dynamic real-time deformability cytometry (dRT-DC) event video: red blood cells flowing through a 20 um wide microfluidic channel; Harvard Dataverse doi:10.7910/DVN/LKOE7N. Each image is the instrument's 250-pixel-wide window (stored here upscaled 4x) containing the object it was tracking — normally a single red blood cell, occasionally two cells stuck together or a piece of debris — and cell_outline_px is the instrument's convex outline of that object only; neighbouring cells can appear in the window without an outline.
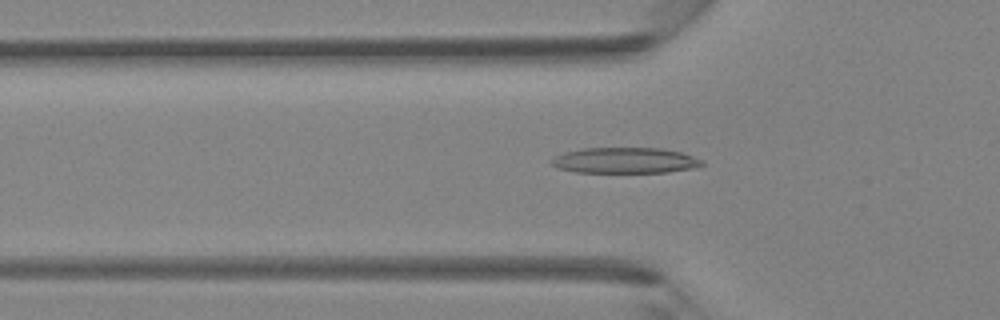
{"species": "Egyptian fruit bat (a non-hibernating species)", "species_latin": "Rousettus aegyptiacus", "temperature_condition": "room temperature", "stored_images_in_passage": 33, "camera_frame_rate_fps": 3000, "um_per_image_px": 0.085, "animal": {"sex": "female"}, "frame": {"image": 1, "passage_image": 9, "time_ms": 2.667, "image_size_px": [1000, 320], "cell_outline_px": [[704, 164], [696, 168], [668, 172], [576, 172], [556, 168], [548, 160], [564, 152], [584, 148], [660, 148], [680, 152], [704, 160]], "centroid_in_image_um": [53.12, 13.64], "position_along_channel_um": 72.7, "area_um2": 22.66}}
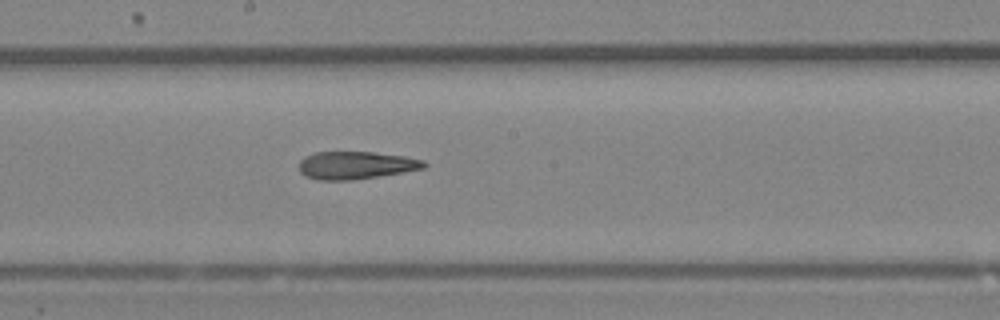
{"frame": {"image": 2, "passage_image": 18, "time_ms": 5.667, "image_size_px": [1000, 320], "cell_outline_px": [[428, 164], [424, 168], [380, 176], [352, 180], [320, 180], [304, 176], [300, 172], [300, 160], [304, 156], [316, 152], [372, 152], [404, 156], [424, 160]], "centroid_in_image_um": [30.24, 14.05], "position_along_channel_um": 218.0, "area_um2": 20.17}}
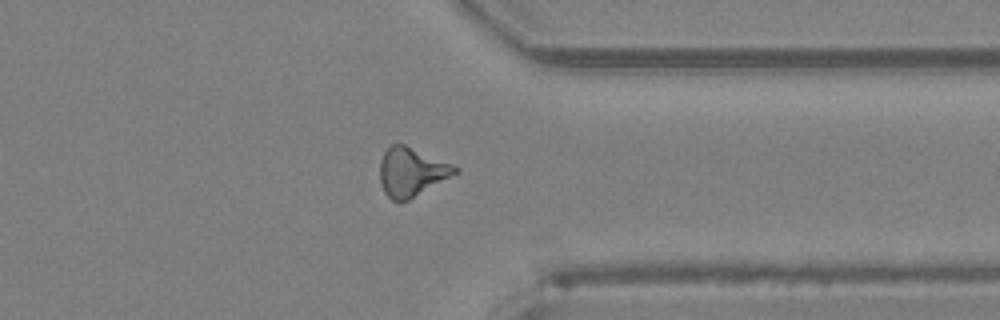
{"frame": {"image": 3, "passage_image": 28, "time_ms": 9.0, "image_size_px": [1000, 320], "cell_outline_px": [[460, 172], [408, 200], [392, 200], [384, 192], [380, 180], [380, 160], [384, 152], [392, 144], [404, 144], [452, 164], [460, 168]], "centroid_in_image_um": [34.99, 14.61], "position_along_channel_um": 376.4, "area_um2": 21.15}}